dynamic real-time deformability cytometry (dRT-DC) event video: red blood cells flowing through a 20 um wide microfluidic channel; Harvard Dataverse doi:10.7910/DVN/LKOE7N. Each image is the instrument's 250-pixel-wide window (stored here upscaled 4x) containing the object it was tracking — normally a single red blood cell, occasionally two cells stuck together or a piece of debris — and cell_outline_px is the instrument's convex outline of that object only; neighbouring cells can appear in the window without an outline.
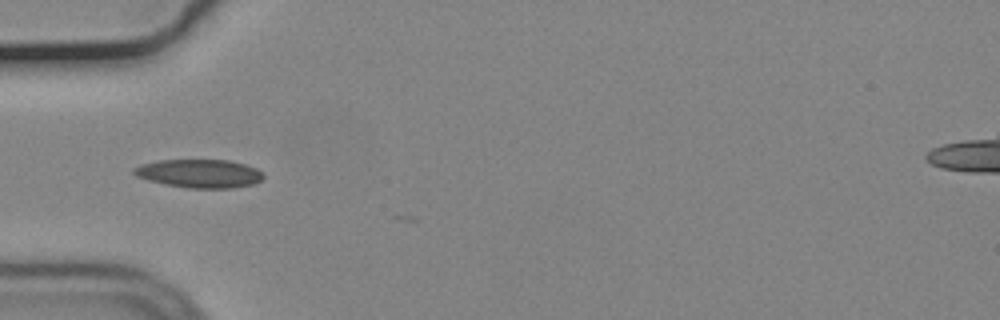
{"species": "common noctule bat (a hibernating species)", "species_latin": "Nyctalus noctula", "temperature_condition": "cold", "stored_images_in_passage": 2, "camera_frame_rate_fps": 3000, "um_per_image_px": 0.085, "animal": {"sex": "male", "body_mass_g": 19.2, "forearm_length_mm": 51.8}, "frame": {"image": 1, "passage_image": 1, "time_ms": 0.0, "image_size_px": [1000, 320], "cell_outline_px": [[264, 176], [260, 180], [252, 184], [232, 188], [188, 188], [164, 184], [148, 180], [136, 176], [132, 172], [132, 168], [140, 164], [160, 160], [228, 160], [244, 164], [256, 168], [264, 172]], "centroid_in_image_um": [16.93, 14.75], "position_along_channel_um": 68.1, "area_um2": 21.5}}